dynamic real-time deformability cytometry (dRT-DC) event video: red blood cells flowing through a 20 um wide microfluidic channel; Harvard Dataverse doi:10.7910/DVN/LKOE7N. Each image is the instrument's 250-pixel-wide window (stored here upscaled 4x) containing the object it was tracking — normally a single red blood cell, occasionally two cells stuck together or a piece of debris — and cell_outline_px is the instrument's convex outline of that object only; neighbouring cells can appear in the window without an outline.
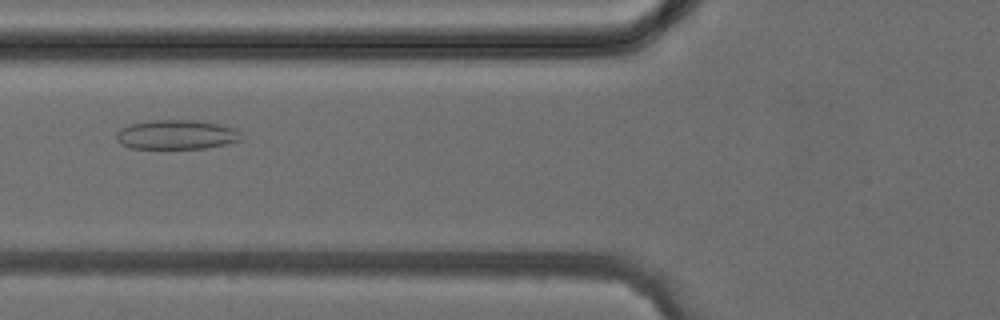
{"species": "common noctule bat (a hibernating species)", "species_latin": "Nyctalus noctula", "temperature_condition": "cold", "stored_images_in_passage": 39, "camera_frame_rate_fps": 3000, "um_per_image_px": 0.085, "animal": {"sex": "female", "body_mass_g": 24.6, "forearm_length_mm": 56.2}, "frame": {"image": 1, "passage_image": 13, "time_ms": 4.0, "image_size_px": [1000, 320], "cell_outline_px": [[244, 140], [228, 144], [204, 148], [132, 148], [120, 144], [116, 140], [116, 132], [120, 128], [128, 124], [148, 120], [196, 120], [236, 128], [240, 132]], "centroid_in_image_um": [15.0, 11.44], "position_along_channel_um": 110.8, "area_um2": 21.68}}
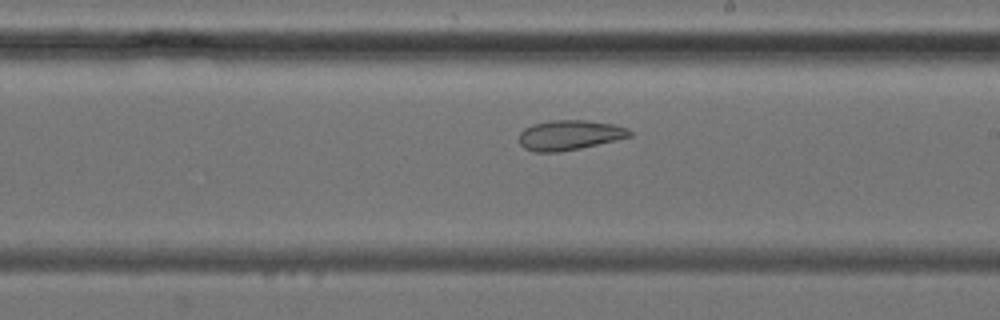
{"frame": {"image": 2, "passage_image": 21, "time_ms": 6.667, "image_size_px": [1000, 320], "cell_outline_px": [[632, 136], [580, 148], [560, 152], [532, 152], [524, 148], [520, 144], [520, 132], [524, 128], [532, 124], [552, 120], [588, 120], [612, 124], [628, 128], [632, 132]], "centroid_in_image_um": [48.39, 11.48], "position_along_channel_um": 240.6, "area_um2": 19.31}}
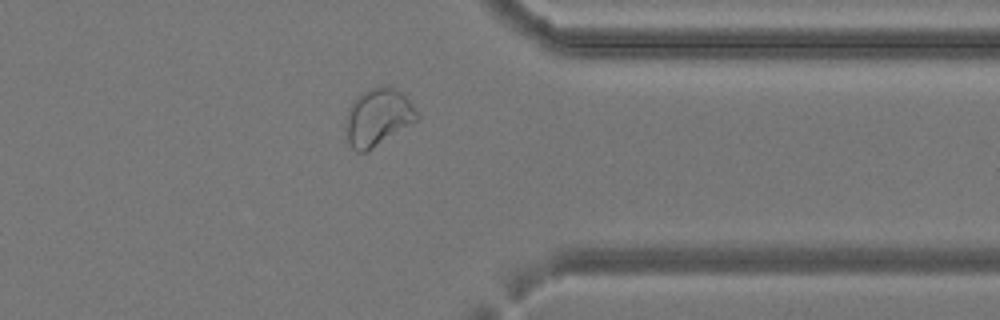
{"frame": {"image": 3, "passage_image": 30, "time_ms": 9.667, "image_size_px": [1000, 320], "cell_outline_px": [[420, 120], [368, 152], [356, 152], [352, 148], [348, 140], [344, 128], [344, 120], [348, 108], [352, 100], [356, 96], [372, 88], [392, 88], [400, 92], [408, 100], [420, 116]], "centroid_in_image_um": [32.1, 10.03], "position_along_channel_um": 379.3, "area_um2": 24.04}}